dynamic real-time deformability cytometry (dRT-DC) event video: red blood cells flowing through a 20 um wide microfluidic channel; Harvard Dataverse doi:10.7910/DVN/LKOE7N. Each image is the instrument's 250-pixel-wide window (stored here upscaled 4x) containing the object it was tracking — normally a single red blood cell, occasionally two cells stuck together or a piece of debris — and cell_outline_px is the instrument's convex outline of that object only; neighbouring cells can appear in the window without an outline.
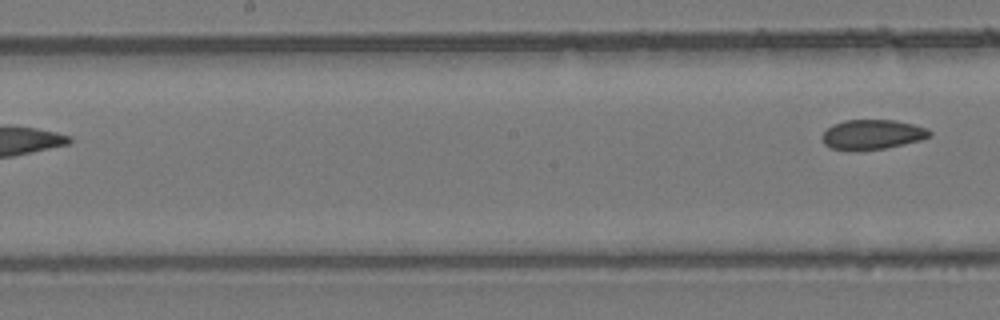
{"species": "common noctule bat (a hibernating species)", "species_latin": "Nyctalus noctula", "temperature_condition": "room temperature", "stored_images_in_passage": 7, "segment_of_instrument_passage": [2, 2], "camera_frame_rate_fps": 3000, "um_per_image_px": 0.085, "animal": {"sex": "female", "body_mass_g": 24.6, "forearm_length_mm": 56.2}, "frame": {"image": 1, "passage_image": 7, "time_ms": 8.0, "image_size_px": [1000, 320], "cell_outline_px": [[932, 136], [920, 140], [904, 144], [884, 148], [832, 148], [824, 144], [820, 136], [832, 124], [844, 120], [896, 120], [928, 128], [932, 132]], "centroid_in_image_um": [74.18, 11.39], "position_along_channel_um": 174.0, "area_um2": 18.21}}